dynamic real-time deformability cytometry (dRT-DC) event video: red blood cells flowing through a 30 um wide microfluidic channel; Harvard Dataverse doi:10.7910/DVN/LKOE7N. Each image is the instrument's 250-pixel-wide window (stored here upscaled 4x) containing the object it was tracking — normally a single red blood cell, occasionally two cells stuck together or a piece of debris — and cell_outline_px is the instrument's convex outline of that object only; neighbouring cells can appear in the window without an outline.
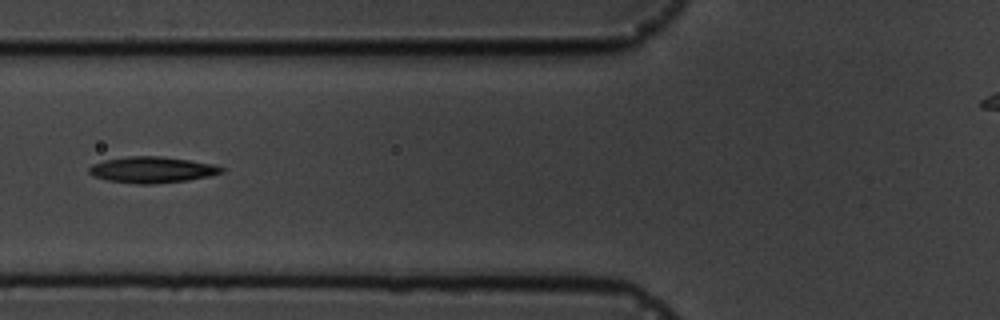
{"species": "common noctule bat (a hibernating species)", "species_latin": "Nyctalus noctula", "temperature_condition": "cold", "stored_images_in_passage": 8, "camera_frame_rate_fps": 3000, "um_per_image_px": 0.085, "animal": {"sex": "male", "body_mass_g": 19.5, "forearm_length_mm": 54.6}, "frame": {"image": 1, "passage_image": 5, "time_ms": 5.333, "image_size_px": [1000, 320], "cell_outline_px": [[224, 172], [208, 176], [188, 180], [152, 184], [136, 184], [108, 180], [92, 176], [88, 172], [88, 168], [92, 164], [104, 160], [128, 156], [160, 156], [188, 160], [212, 164], [224, 168]], "centroid_in_image_um": [12.88, 14.43], "position_along_channel_um": 112.9, "area_um2": 20.11}}
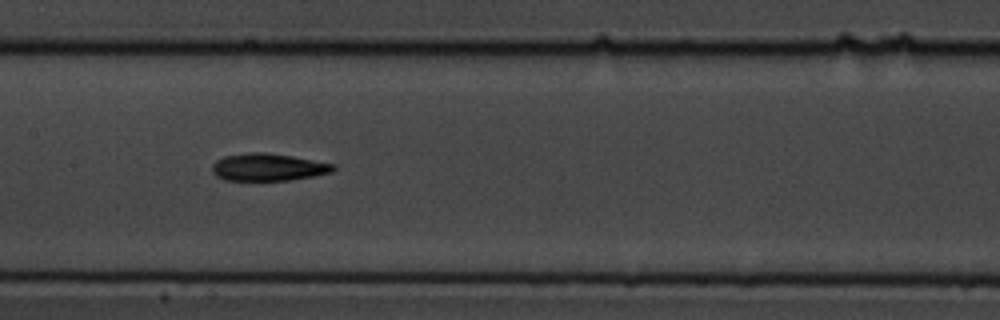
{"frame": {"image": 2, "passage_image": 7, "time_ms": 7.333, "image_size_px": [1000, 320], "cell_outline_px": [[336, 168], [332, 172], [312, 176], [288, 180], [224, 180], [216, 176], [212, 172], [212, 164], [216, 160], [224, 156], [248, 152], [264, 152], [292, 156], [336, 164]], "centroid_in_image_um": [22.78, 14.2], "position_along_channel_um": 184.6, "area_um2": 19.36}}
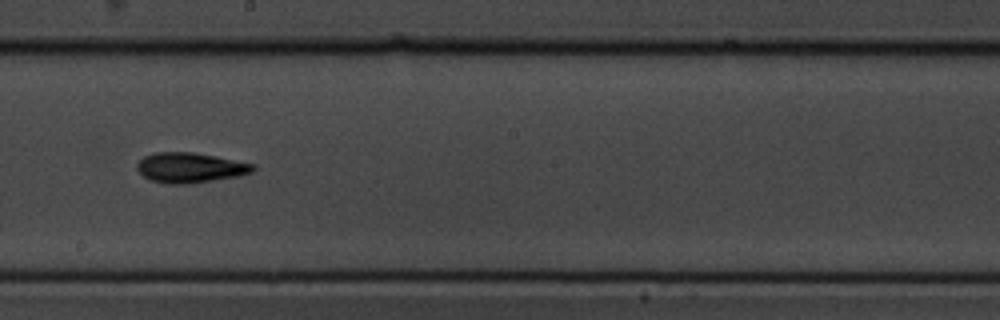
{"frame": {"image": 3, "passage_image": 8, "time_ms": 8.667, "image_size_px": [1000, 320], "cell_outline_px": [[256, 168], [252, 172], [240, 176], [192, 184], [168, 184], [148, 180], [136, 168], [136, 164], [144, 156], [152, 152], [192, 152], [256, 164]], "centroid_in_image_um": [16.16, 14.26], "position_along_channel_um": 232.0, "area_um2": 20.58}}